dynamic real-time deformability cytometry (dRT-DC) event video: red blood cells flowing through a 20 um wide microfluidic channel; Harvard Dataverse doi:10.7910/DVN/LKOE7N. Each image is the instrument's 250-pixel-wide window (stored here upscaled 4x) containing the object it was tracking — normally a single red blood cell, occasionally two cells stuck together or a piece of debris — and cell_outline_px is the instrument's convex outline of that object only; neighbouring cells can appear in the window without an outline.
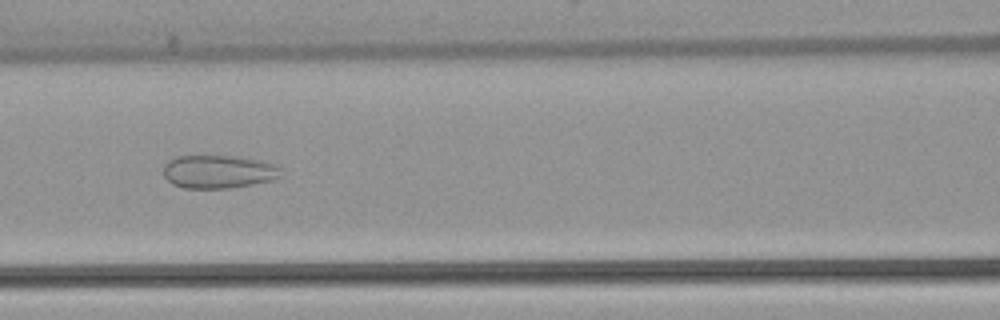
{"species": "common noctule bat (a hibernating species)", "species_latin": "Nyctalus noctula", "temperature_condition": "warm", "stored_images_in_passage": 51, "camera_frame_rate_fps": 3000, "um_per_image_px": 0.085, "animal": {"sex": "female", "body_mass_g": 22.7, "forearm_length_mm": 54.2}, "frame": {"image": 1, "passage_image": 22, "time_ms": 7.0, "image_size_px": [1000, 320], "cell_outline_px": [[284, 176], [272, 180], [252, 184], [228, 188], [184, 188], [172, 184], [164, 176], [164, 164], [168, 160], [176, 156], [232, 156], [260, 160], [280, 164], [284, 172]], "centroid_in_image_um": [18.64, 14.59], "position_along_channel_um": 148.0, "area_um2": 23.12}}
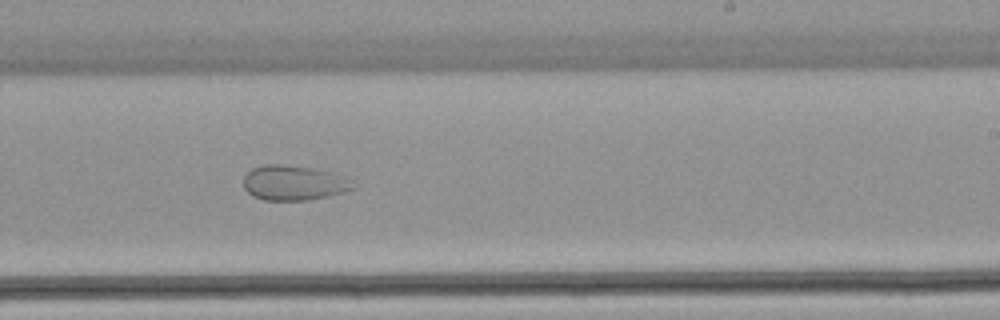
{"frame": {"image": 2, "passage_image": 31, "time_ms": 10.0, "image_size_px": [1000, 320], "cell_outline_px": [[356, 188], [328, 196], [308, 200], [264, 200], [252, 196], [244, 188], [244, 176], [252, 168], [264, 164], [280, 164], [312, 168], [328, 172], [352, 180]], "centroid_in_image_um": [24.94, 15.55], "position_along_channel_um": 264.1, "area_um2": 22.14}}
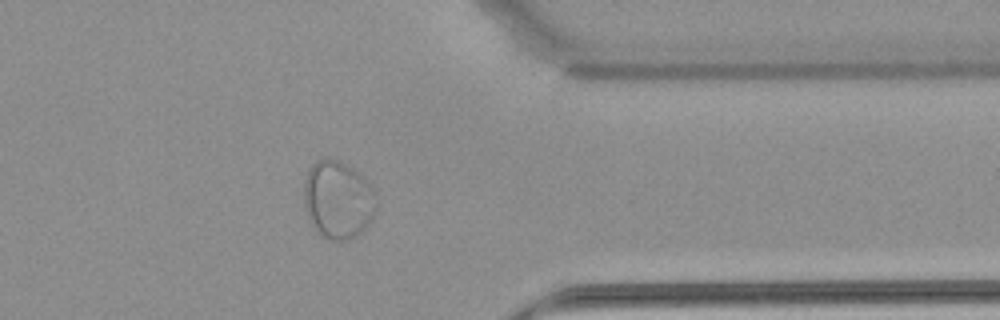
{"frame": {"image": 3, "passage_image": 41, "time_ms": 13.333, "image_size_px": [1000, 320], "cell_outline_px": [[376, 212], [372, 220], [356, 236], [344, 240], [332, 240], [316, 232], [308, 220], [304, 208], [304, 180], [312, 164], [316, 160], [324, 156], [328, 156], [340, 160], [348, 164], [364, 176], [368, 180], [376, 196]], "centroid_in_image_um": [28.72, 16.94], "position_along_channel_um": 382.7, "area_um2": 33.58}}